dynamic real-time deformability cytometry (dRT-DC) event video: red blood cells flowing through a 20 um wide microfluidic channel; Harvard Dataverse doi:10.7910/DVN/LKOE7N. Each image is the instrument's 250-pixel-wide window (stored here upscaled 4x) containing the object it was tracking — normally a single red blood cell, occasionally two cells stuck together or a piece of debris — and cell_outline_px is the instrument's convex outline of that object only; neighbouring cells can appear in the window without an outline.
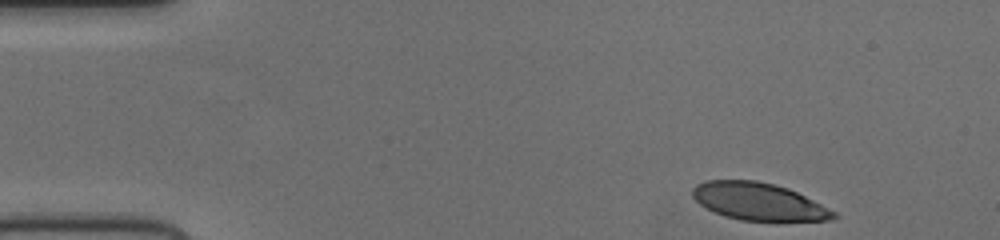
{"species": "human", "species_latin": "Homo sapiens", "temperature_condition": "cold", "stored_images_in_passage": 47, "camera_frame_rate_fps": 3000, "um_per_image_px": 0.085, "donor": {"sex": "female"}, "frame": {"image": 1, "passage_image": 1, "time_ms": 0.0, "image_size_px": [1000, 240], "cell_outline_px": [[836, 216], [832, 220], [780, 224], [776, 224], [740, 220], [724, 216], [700, 204], [692, 196], [692, 188], [696, 184], [704, 180], [756, 180], [776, 184], [788, 188], [836, 212]], "centroid_in_image_um": [64.53, 17.18], "position_along_channel_um": 20.5, "area_um2": 31.79}}
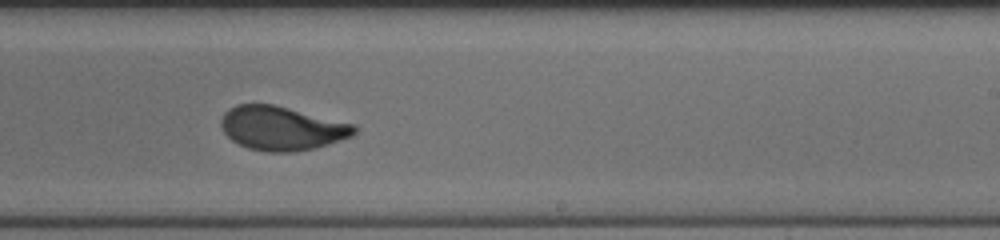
{"frame": {"image": 2, "passage_image": 27, "time_ms": 8.667, "image_size_px": [1000, 240], "cell_outline_px": [[360, 128], [352, 136], [316, 148], [292, 152], [268, 152], [248, 148], [232, 140], [220, 128], [220, 120], [224, 112], [228, 108], [236, 104], [272, 104], [356, 124]], "centroid_in_image_um": [23.96, 10.9], "position_along_channel_um": 265.0, "area_um2": 34.33}}
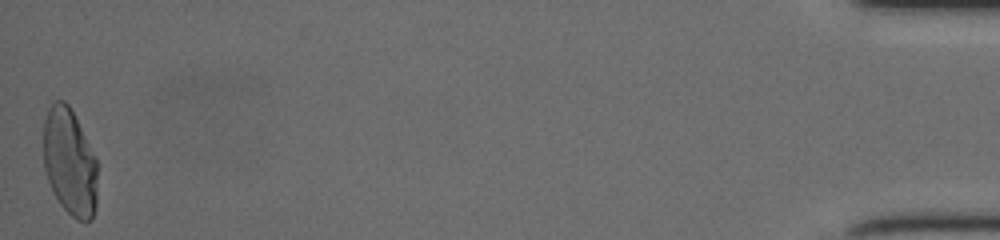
{"frame": {"image": 3, "passage_image": 47, "time_ms": 15.333, "image_size_px": [1000, 240], "cell_outline_px": [[96, 204], [92, 220], [76, 220], [60, 204], [52, 192], [44, 168], [44, 120], [48, 108], [56, 100], [64, 100], [68, 104], [96, 160]], "centroid_in_image_um": [5.9, 13.81], "position_along_channel_um": 429.3, "area_um2": 33.18}}